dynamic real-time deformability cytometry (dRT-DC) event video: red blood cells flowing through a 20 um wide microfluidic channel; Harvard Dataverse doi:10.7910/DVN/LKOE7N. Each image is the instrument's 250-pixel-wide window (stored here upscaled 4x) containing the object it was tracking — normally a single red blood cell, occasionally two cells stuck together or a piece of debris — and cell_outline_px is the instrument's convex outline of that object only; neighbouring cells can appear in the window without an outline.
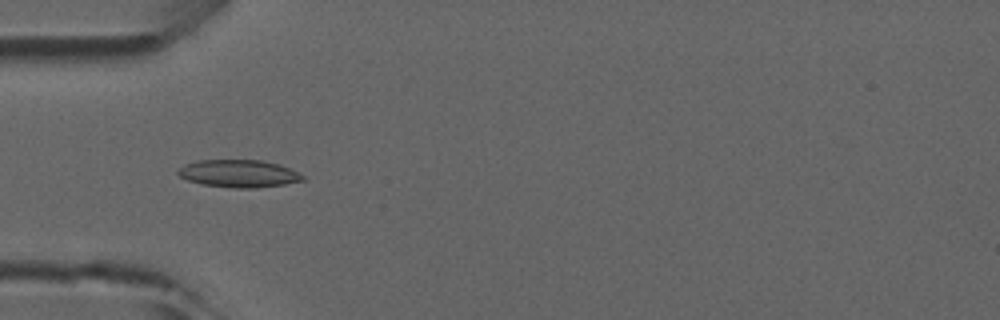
{"species": "common noctule bat (a hibernating species)", "species_latin": "Nyctalus noctula", "temperature_condition": "room temperature", "stored_images_in_passage": 48, "camera_frame_rate_fps": 3000, "um_per_image_px": 0.085, "animal": {"sex": "male", "forearm_length_mm": 52.5}, "frame": {"image": 1, "passage_image": 15, "time_ms": 4.667, "image_size_px": [1000, 320], "cell_outline_px": [[304, 180], [284, 184], [252, 188], [236, 188], [200, 184], [188, 180], [180, 176], [176, 172], [184, 164], [200, 160], [260, 160], [280, 164], [304, 176]], "centroid_in_image_um": [20.27, 14.75], "position_along_channel_um": 64.7, "area_um2": 19.83}}
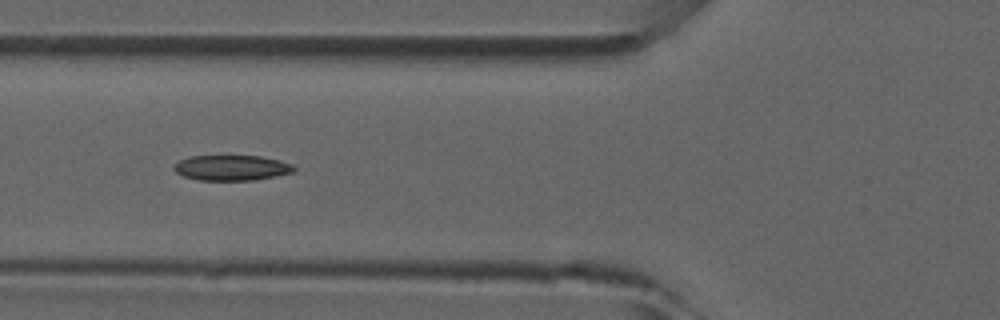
{"frame": {"image": 2, "passage_image": 18, "time_ms": 5.667, "image_size_px": [1000, 320], "cell_outline_px": [[296, 168], [292, 172], [276, 176], [252, 180], [200, 180], [184, 176], [176, 172], [172, 168], [172, 164], [188, 156], [260, 156], [280, 160], [292, 164]], "centroid_in_image_um": [19.66, 14.25], "position_along_channel_um": 106.1, "area_um2": 17.74}}
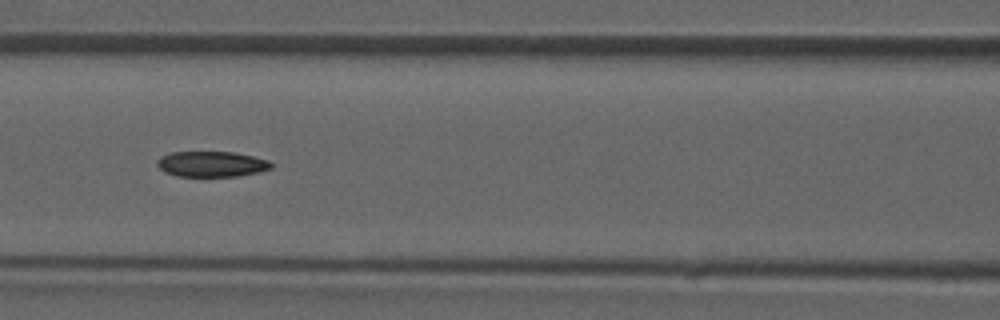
{"frame": {"image": 3, "passage_image": 21, "time_ms": 6.667, "image_size_px": [1000, 320], "cell_outline_px": [[272, 168], [260, 172], [236, 176], [176, 176], [164, 172], [156, 164], [156, 160], [160, 156], [172, 152], [236, 152], [268, 160], [272, 164]], "centroid_in_image_um": [17.96, 13.94], "position_along_channel_um": 148.6, "area_um2": 17.05}}